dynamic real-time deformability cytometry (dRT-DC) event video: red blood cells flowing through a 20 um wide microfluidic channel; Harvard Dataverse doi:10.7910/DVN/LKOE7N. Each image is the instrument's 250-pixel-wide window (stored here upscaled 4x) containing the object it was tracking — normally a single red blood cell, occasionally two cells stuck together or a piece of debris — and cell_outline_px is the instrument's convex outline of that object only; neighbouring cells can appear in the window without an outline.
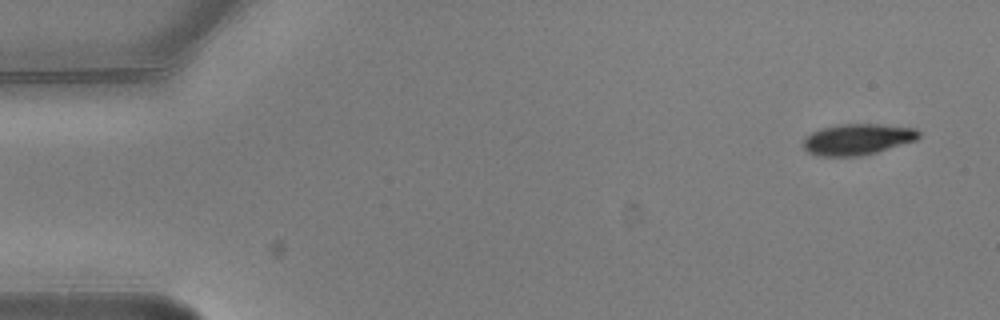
{"species": "common noctule bat (a hibernating species)", "species_latin": "Nyctalus noctula", "temperature_condition": "warm", "stored_images_in_passage": 6, "camera_frame_rate_fps": 3000, "um_per_image_px": 0.085, "animal": {"sex": "male", "body_mass_g": 20.5, "forearm_length_mm": 52.5}, "frame": {"image": 1, "passage_image": 1, "time_ms": 0.0, "image_size_px": [1000, 320], "cell_outline_px": [[920, 136], [916, 140], [876, 152], [860, 156], [816, 156], [808, 152], [804, 148], [804, 136], [820, 128], [836, 124], [876, 124], [916, 128], [920, 132]], "centroid_in_image_um": [72.85, 11.83], "position_along_channel_um": 12.1, "area_um2": 20.98}}
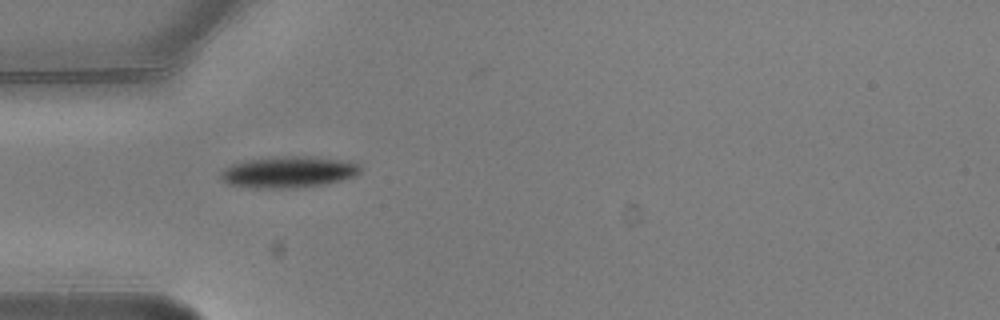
{"frame": {"image": 2, "passage_image": 5, "time_ms": 1.333, "image_size_px": [1000, 320], "cell_outline_px": [[360, 172], [352, 176], [340, 180], [324, 184], [292, 188], [260, 188], [228, 184], [220, 176], [224, 168], [232, 164], [244, 160], [268, 156], [312, 156], [348, 160], [360, 164]], "centroid_in_image_um": [24.52, 14.59], "position_along_channel_um": 60.5, "area_um2": 25.66}}
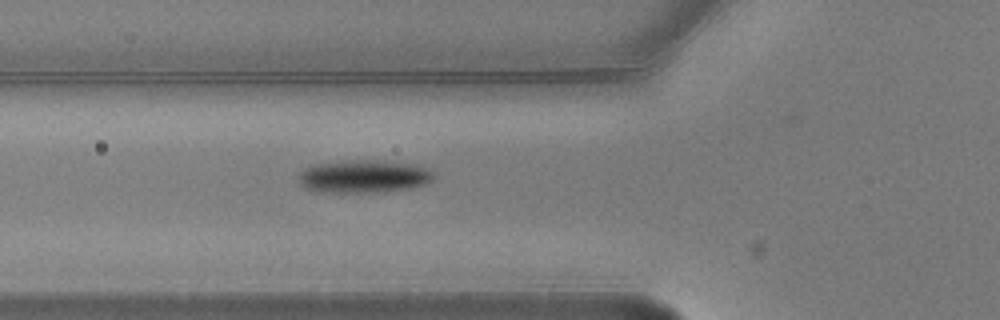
{"frame": {"image": 3, "passage_image": 6, "time_ms": 1.667, "image_size_px": [1000, 320], "cell_outline_px": [[436, 176], [432, 180], [424, 184], [412, 188], [384, 192], [316, 192], [304, 188], [300, 184], [300, 172], [316, 164], [352, 160], [384, 160], [420, 164], [428, 168]], "centroid_in_image_um": [31.0, 14.99], "position_along_channel_um": 94.8, "area_um2": 26.18}}